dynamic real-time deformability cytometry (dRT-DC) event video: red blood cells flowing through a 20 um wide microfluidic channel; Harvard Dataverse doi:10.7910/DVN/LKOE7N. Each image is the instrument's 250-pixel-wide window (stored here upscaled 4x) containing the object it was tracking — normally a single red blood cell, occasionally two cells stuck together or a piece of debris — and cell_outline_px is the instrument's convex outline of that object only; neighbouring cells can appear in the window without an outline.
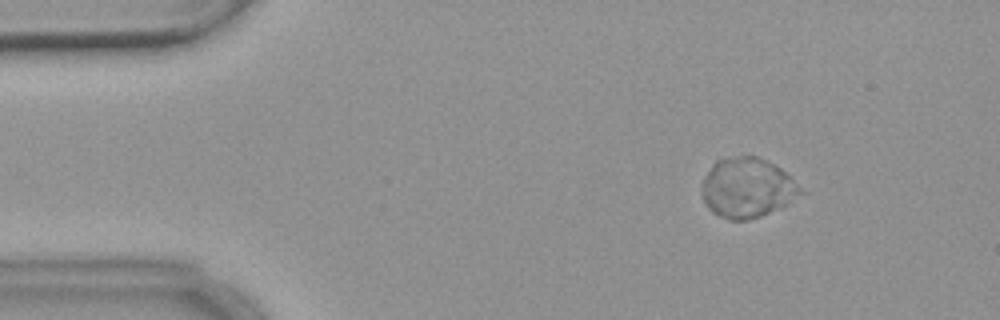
{"species": "common noctule bat (a hibernating species)", "species_latin": "Nyctalus noctula", "temperature_condition": "warm", "stored_images_in_passage": 4, "camera_frame_rate_fps": 3000, "um_per_image_px": 0.085, "animal": {"sex": "female", "body_mass_g": 18.4}, "frame": {"image": 1, "passage_image": 2, "time_ms": 1.333, "image_size_px": [1000, 320], "cell_outline_px": [[808, 192], [788, 204], [760, 216], [748, 220], [728, 220], [712, 212], [704, 204], [704, 176], [716, 160], [736, 156], [756, 156], [780, 168]], "centroid_in_image_um": [63.57, 15.98], "position_along_channel_um": 21.4, "area_um2": 34.33}}